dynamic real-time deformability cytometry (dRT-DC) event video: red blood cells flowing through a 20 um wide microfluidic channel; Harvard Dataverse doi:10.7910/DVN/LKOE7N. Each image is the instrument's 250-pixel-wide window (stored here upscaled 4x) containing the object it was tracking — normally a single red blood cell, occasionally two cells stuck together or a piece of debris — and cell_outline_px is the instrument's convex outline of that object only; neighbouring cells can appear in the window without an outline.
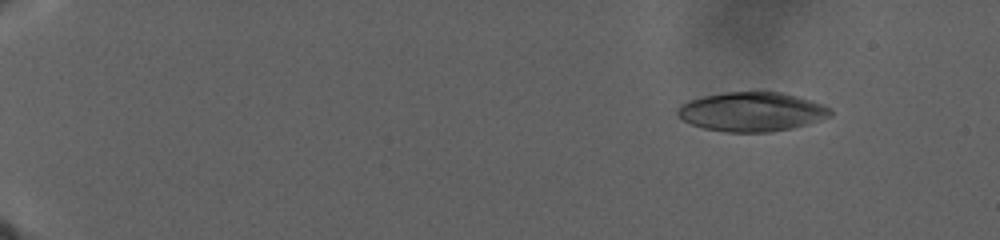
{"species": "human", "species_latin": "Homo sapiens", "temperature_condition": "warm", "stored_images_in_passage": 89, "camera_frame_rate_fps": 3000, "um_per_image_px": 0.085, "donor": {"sex": "male"}, "frame": {"image": 1, "passage_image": 31, "time_ms": 5.333, "image_size_px": [1000, 240], "cell_outline_px": [[832, 116], [808, 124], [792, 128], [772, 132], [724, 132], [704, 128], [692, 124], [684, 120], [676, 112], [676, 108], [680, 104], [688, 100], [704, 96], [728, 92], [760, 88], [764, 88], [812, 100], [824, 104], [832, 108]], "centroid_in_image_um": [63.94, 9.46], "position_along_channel_um": 21.1, "area_um2": 35.89}}
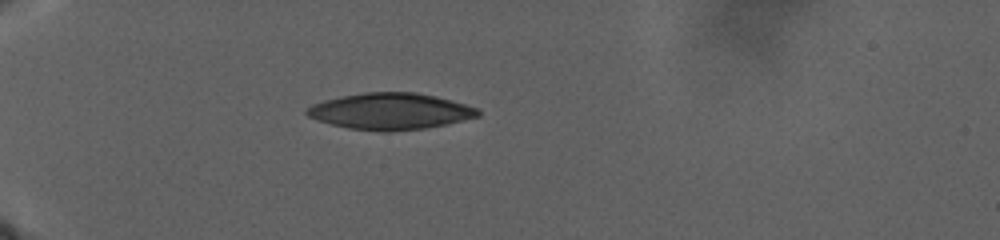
{"frame": {"image": 2, "passage_image": 80, "time_ms": 14.0, "image_size_px": [1000, 240], "cell_outline_px": [[480, 116], [444, 124], [424, 128], [388, 132], [380, 132], [348, 128], [316, 120], [308, 116], [304, 112], [312, 104], [324, 100], [364, 92], [416, 92], [436, 96], [480, 108]], "centroid_in_image_um": [33.18, 9.46], "position_along_channel_um": 51.8, "area_um2": 36.3}}